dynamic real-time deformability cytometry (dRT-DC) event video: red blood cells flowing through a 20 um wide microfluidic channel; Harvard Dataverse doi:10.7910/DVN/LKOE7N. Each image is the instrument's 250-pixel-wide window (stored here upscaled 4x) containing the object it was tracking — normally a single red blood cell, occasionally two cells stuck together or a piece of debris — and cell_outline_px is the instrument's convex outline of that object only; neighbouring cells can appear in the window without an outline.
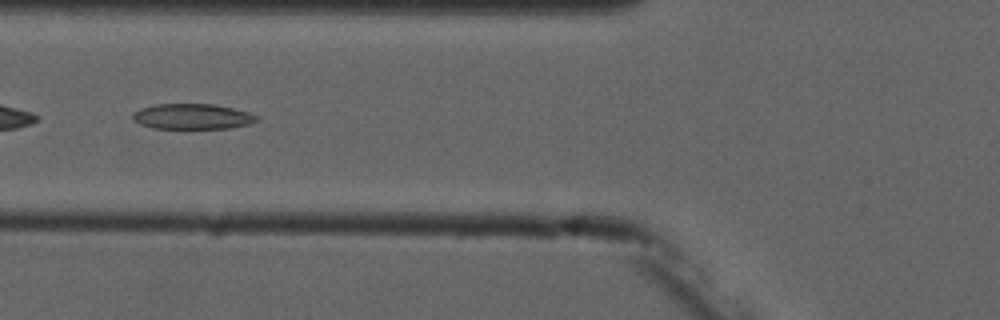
{"species": "common noctule bat (a hibernating species)", "species_latin": "Nyctalus noctula", "temperature_condition": "cold", "stored_images_in_passage": 8, "camera_frame_rate_fps": 3000, "um_per_image_px": 0.085, "animal": {"sex": "male", "forearm_length_mm": 52.5}, "frame": {"image": 1, "passage_image": 5, "time_ms": 4.667, "image_size_px": [1000, 320], "cell_outline_px": [[260, 120], [248, 124], [228, 128], [188, 132], [184, 132], [152, 128], [140, 124], [132, 116], [136, 112], [144, 108], [156, 104], [212, 104], [232, 108], [248, 112], [256, 116]], "centroid_in_image_um": [16.36, 9.97], "position_along_channel_um": 109.4, "area_um2": 19.13}}
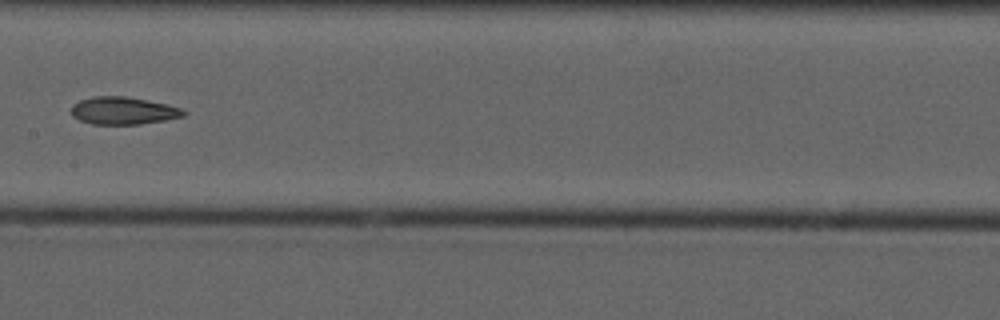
{"frame": {"image": 2, "passage_image": 7, "time_ms": 7.0, "image_size_px": [1000, 320], "cell_outline_px": [[188, 112], [184, 116], [164, 120], [140, 124], [92, 124], [80, 120], [72, 116], [72, 104], [80, 100], [92, 96], [124, 96], [148, 100], [180, 108]], "centroid_in_image_um": [10.45, 9.4], "position_along_channel_um": 196.9, "area_um2": 17.92}}
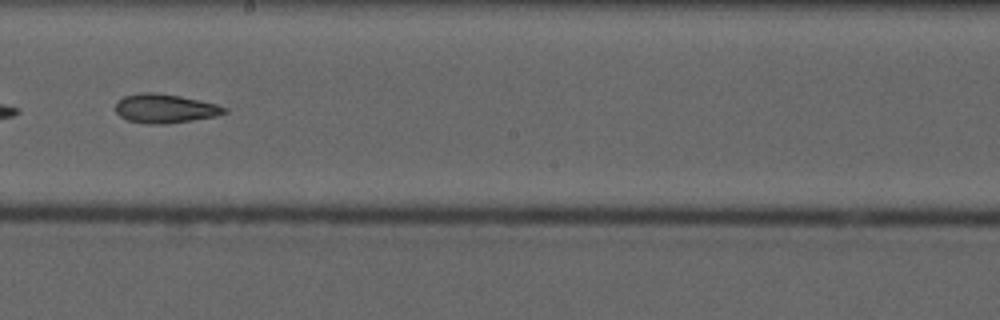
{"frame": {"image": 3, "passage_image": 8, "time_ms": 8.0, "image_size_px": [1000, 320], "cell_outline_px": [[228, 112], [216, 116], [168, 124], [148, 124], [128, 120], [120, 116], [116, 112], [116, 104], [124, 96], [144, 92], [152, 92], [180, 96], [216, 104], [228, 108]], "centroid_in_image_um": [14.04, 9.23], "position_along_channel_um": 234.2, "area_um2": 18.26}}